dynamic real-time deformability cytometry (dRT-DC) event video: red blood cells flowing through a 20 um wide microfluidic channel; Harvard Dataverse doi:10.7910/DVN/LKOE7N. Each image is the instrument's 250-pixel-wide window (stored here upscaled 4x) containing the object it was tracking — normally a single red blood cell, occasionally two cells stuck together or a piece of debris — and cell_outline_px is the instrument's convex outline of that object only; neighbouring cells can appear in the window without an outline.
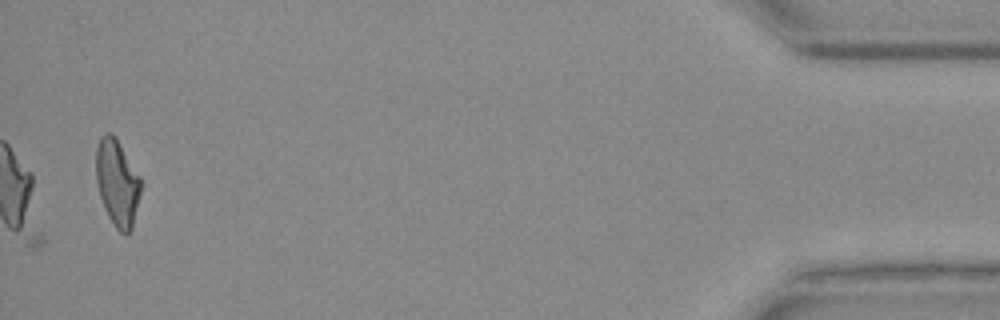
{"species": "Egyptian fruit bat (a non-hibernating species)", "species_latin": "Rousettus aegyptiacus", "temperature_condition": "warm", "stored_images_in_passage": 36, "camera_frame_rate_fps": 3000, "um_per_image_px": 0.085, "animal": {"sex": "female"}, "frame": {"image": 1, "passage_image": 36, "time_ms": 11.667, "image_size_px": [1000, 320], "cell_outline_px": [[140, 192], [132, 228], [128, 232], [120, 232], [116, 228], [108, 216], [104, 208], [100, 196], [96, 180], [96, 148], [100, 136], [108, 132], [112, 132], [116, 136], [140, 176]], "centroid_in_image_um": [9.95, 15.48], "position_along_channel_um": 425.3, "area_um2": 22.48}}